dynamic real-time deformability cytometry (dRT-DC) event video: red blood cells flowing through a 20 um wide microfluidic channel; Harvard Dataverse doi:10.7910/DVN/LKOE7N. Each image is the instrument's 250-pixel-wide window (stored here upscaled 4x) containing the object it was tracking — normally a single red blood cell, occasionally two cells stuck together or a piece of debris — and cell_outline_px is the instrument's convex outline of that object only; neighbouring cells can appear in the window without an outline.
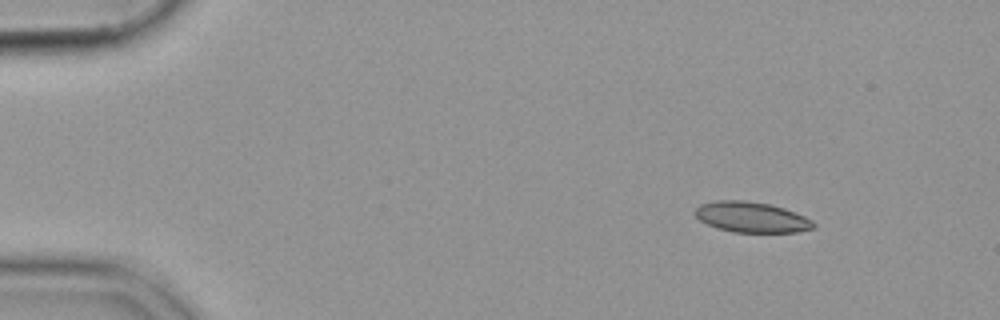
{"species": "common noctule bat (a hibernating species)", "species_latin": "Nyctalus noctula", "temperature_condition": "cold", "stored_images_in_passage": 49, "camera_frame_rate_fps": 3000, "um_per_image_px": 0.085, "animal": {"sex": "female", "body_mass_g": 19.9}, "frame": {"image": 1, "passage_image": 1, "time_ms": 0.0, "image_size_px": [1000, 320], "cell_outline_px": [[816, 224], [812, 228], [796, 232], [732, 232], [716, 228], [700, 220], [692, 212], [700, 204], [716, 200], [744, 200], [772, 204], [796, 212], [812, 220]], "centroid_in_image_um": [63.85, 18.45], "position_along_channel_um": 21.1, "area_um2": 21.21}}
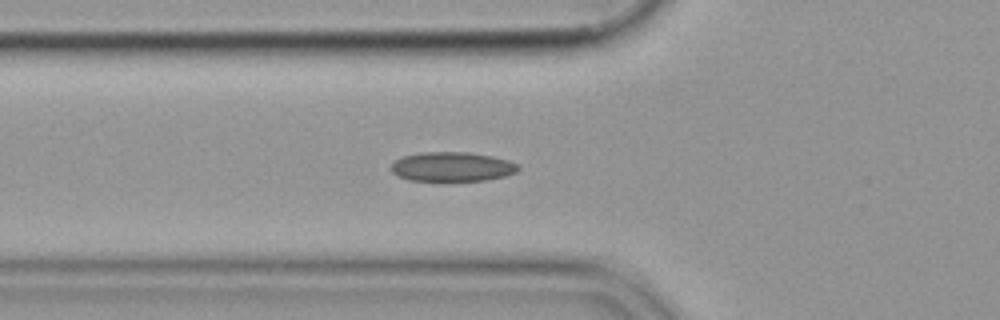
{"frame": {"image": 2, "passage_image": 14, "time_ms": 4.333, "image_size_px": [1000, 320], "cell_outline_px": [[520, 168], [516, 172], [504, 176], [484, 180], [408, 180], [392, 172], [388, 168], [396, 160], [404, 156], [420, 152], [468, 152], [492, 156], [508, 160], [520, 164]], "centroid_in_image_um": [38.44, 14.16], "position_along_channel_um": 87.4, "area_um2": 21.68}}
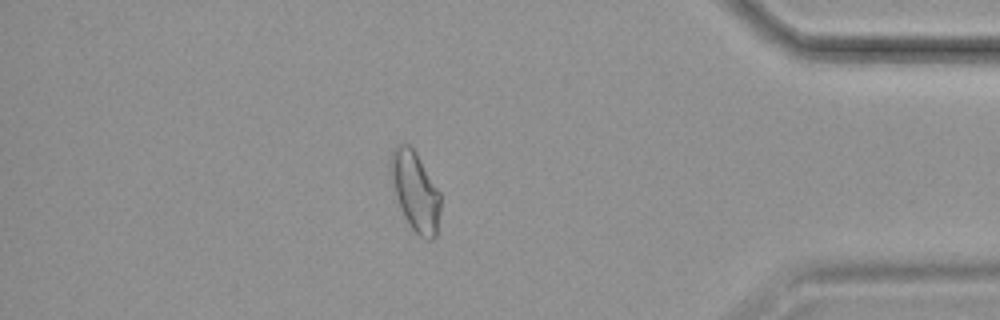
{"frame": {"image": 3, "passage_image": 42, "time_ms": 13.667, "image_size_px": [1000, 320], "cell_outline_px": [[440, 212], [436, 236], [432, 240], [424, 240], [412, 228], [404, 216], [396, 196], [388, 168], [392, 152], [400, 144], [408, 144], [416, 152], [440, 192]], "centroid_in_image_um": [35.3, 16.27], "position_along_channel_um": 399.9, "area_um2": 22.89}}